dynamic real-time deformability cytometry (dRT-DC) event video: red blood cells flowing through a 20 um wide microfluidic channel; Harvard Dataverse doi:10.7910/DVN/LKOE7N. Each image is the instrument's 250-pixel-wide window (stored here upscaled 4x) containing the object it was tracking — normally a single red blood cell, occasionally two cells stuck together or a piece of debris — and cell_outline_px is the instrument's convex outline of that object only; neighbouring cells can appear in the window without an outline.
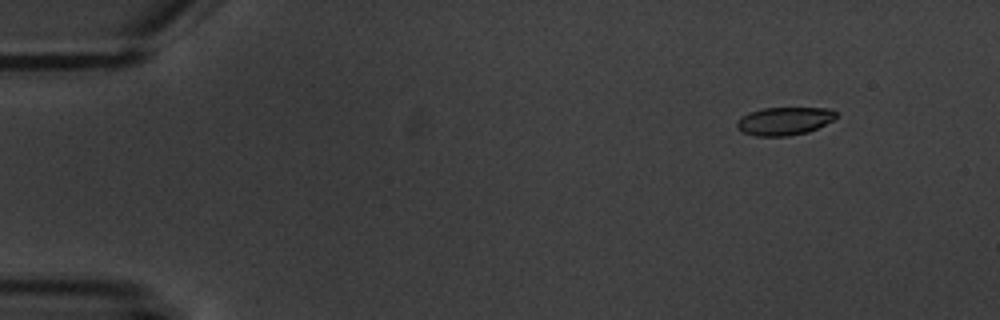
{"species": "common noctule bat (a hibernating species)", "species_latin": "Nyctalus noctula", "temperature_condition": "warm", "stored_images_in_passage": 6, "camera_frame_rate_fps": 3000, "um_per_image_px": 0.085, "animal": {"sex": "male", "body_mass_g": 20.1, "forearm_length_mm": 53.5}, "frame": {"image": 1, "passage_image": 2, "time_ms": 1.333, "image_size_px": [1000, 320], "cell_outline_px": [[836, 116], [832, 120], [808, 132], [788, 136], [756, 136], [740, 132], [736, 128], [736, 124], [740, 116], [748, 112], [764, 108], [832, 108], [836, 112]], "centroid_in_image_um": [66.61, 10.29], "position_along_channel_um": 18.4, "area_um2": 16.3}}